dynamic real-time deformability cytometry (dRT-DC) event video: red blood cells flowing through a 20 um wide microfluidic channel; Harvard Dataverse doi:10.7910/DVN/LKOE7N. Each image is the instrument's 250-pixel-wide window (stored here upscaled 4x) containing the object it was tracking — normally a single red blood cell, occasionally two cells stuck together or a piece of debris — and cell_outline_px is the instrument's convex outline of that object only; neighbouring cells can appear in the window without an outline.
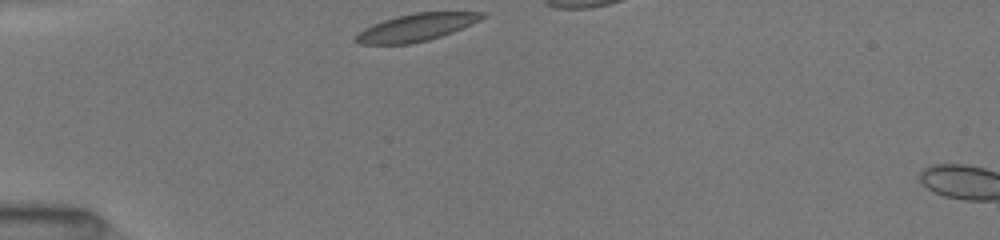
{"species": "common noctule bat (a hibernating species)", "species_latin": "Nyctalus noctula", "temperature_condition": "room temperature", "stored_images_in_passage": 29, "camera_frame_rate_fps": 3000, "um_per_image_px": 0.085, "animal": {"sex": "female", "body_mass_g": 19.5, "forearm_length_mm": 54.1}, "frame": {"image": 1, "passage_image": 1, "time_ms": 0.0, "image_size_px": [1000, 240], "cell_outline_px": [[488, 16], [472, 24], [452, 32], [428, 40], [408, 44], [360, 44], [352, 40], [352, 36], [364, 28], [372, 24], [396, 16], [416, 12], [488, 12]], "centroid_in_image_um": [35.36, 2.32], "position_along_channel_um": 49.6, "area_um2": 20.35}}
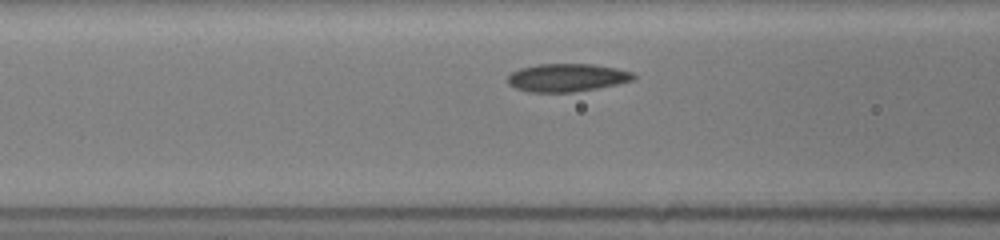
{"frame": {"image": 2, "passage_image": 17, "time_ms": 2.333, "image_size_px": [1000, 240], "cell_outline_px": [[636, 76], [632, 80], [616, 84], [596, 88], [572, 92], [528, 92], [516, 88], [508, 84], [508, 76], [512, 72], [520, 68], [536, 64], [592, 64], [616, 68], [632, 72]], "centroid_in_image_um": [48.16, 6.59], "position_along_channel_um": 118.4, "area_um2": 20.4}}
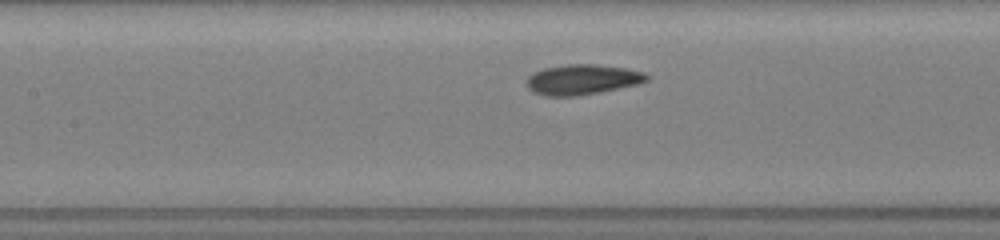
{"frame": {"image": 3, "passage_image": 23, "time_ms": 3.333, "image_size_px": [1000, 240], "cell_outline_px": [[648, 80], [636, 84], [600, 92], [576, 96], [544, 96], [532, 92], [528, 88], [528, 76], [532, 72], [544, 68], [568, 64], [596, 64], [624, 68], [644, 72], [648, 76]], "centroid_in_image_um": [49.46, 6.76], "position_along_channel_um": 157.9, "area_um2": 21.04}}